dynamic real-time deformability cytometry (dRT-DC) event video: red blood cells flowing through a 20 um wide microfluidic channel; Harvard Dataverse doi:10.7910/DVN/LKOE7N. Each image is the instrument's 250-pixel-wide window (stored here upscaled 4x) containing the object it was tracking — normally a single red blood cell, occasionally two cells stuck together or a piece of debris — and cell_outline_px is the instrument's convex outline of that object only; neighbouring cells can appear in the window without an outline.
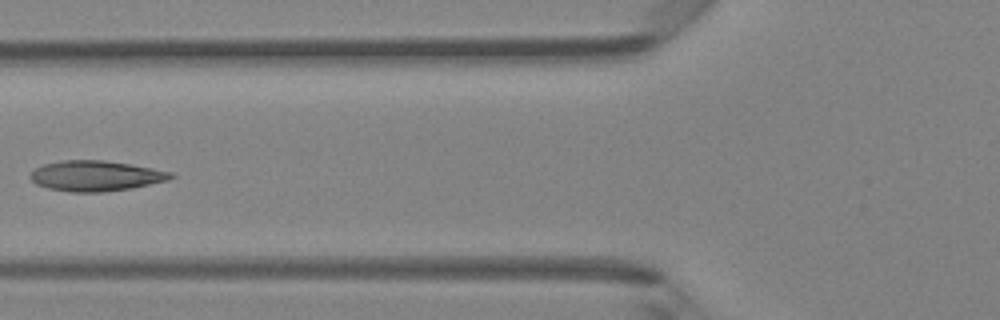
{"species": "Egyptian fruit bat (a non-hibernating species)", "species_latin": "Rousettus aegyptiacus", "temperature_condition": "room temperature", "stored_images_in_passage": 4, "camera_frame_rate_fps": 3000, "um_per_image_px": 0.085, "animal": {"sex": "female"}, "frame": {"image": 1, "passage_image": 4, "time_ms": 1.0, "image_size_px": [1000, 320], "cell_outline_px": [[176, 176], [168, 180], [132, 188], [100, 192], [72, 192], [48, 188], [36, 184], [28, 176], [36, 168], [44, 164], [64, 160], [104, 160], [152, 168], [172, 172]], "centroid_in_image_um": [8.14, 14.95], "position_along_channel_um": 117.7, "area_um2": 24.74}}